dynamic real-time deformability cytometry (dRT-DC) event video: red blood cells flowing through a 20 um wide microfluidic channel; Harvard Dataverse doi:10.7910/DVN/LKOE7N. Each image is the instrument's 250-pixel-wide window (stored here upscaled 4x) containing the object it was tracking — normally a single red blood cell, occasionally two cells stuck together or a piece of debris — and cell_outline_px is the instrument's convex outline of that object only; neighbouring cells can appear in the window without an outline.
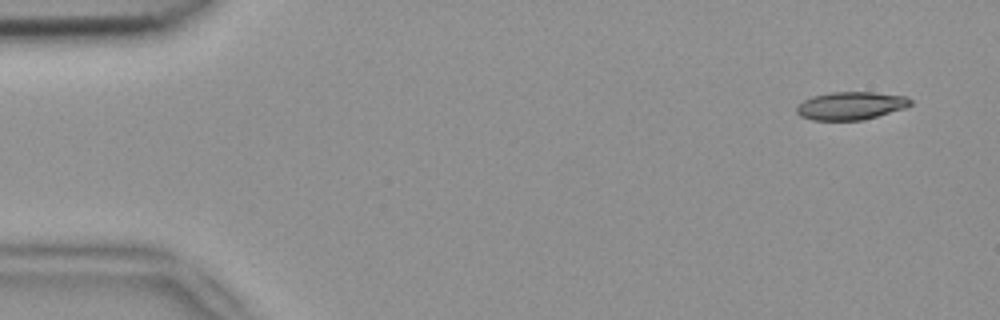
{"species": "common noctule bat (a hibernating species)", "species_latin": "Nyctalus noctula", "temperature_condition": "room temperature", "stored_images_in_passage": 5, "camera_frame_rate_fps": 3000, "um_per_image_px": 0.085, "animal": {"sex": "female", "body_mass_g": 18.4}, "frame": {"image": 1, "passage_image": 1, "time_ms": 0.0, "image_size_px": [1000, 320], "cell_outline_px": [[912, 104], [904, 108], [864, 120], [812, 120], [800, 116], [796, 112], [796, 108], [804, 100], [812, 96], [828, 92], [876, 92], [904, 96], [912, 100]], "centroid_in_image_um": [72.31, 8.98], "position_along_channel_um": 12.7, "area_um2": 18.55}}
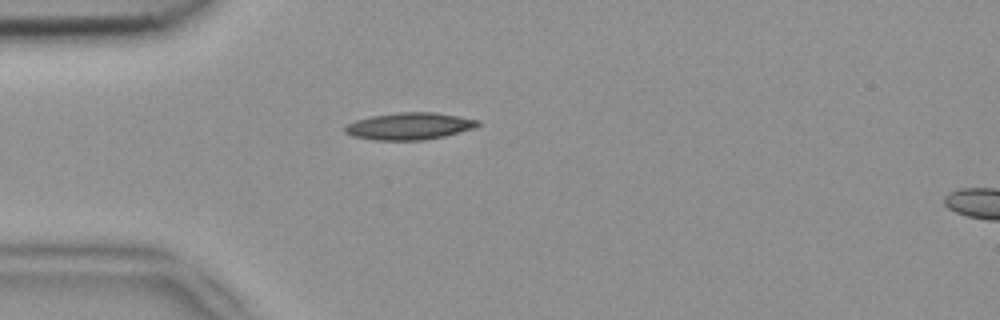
{"frame": {"image": 2, "passage_image": 3, "time_ms": 0.667, "image_size_px": [1000, 320], "cell_outline_px": [[480, 124], [472, 128], [444, 136], [424, 140], [372, 140], [352, 136], [344, 132], [344, 128], [348, 124], [356, 120], [372, 116], [400, 112], [432, 112], [480, 120]], "centroid_in_image_um": [34.76, 10.73], "position_along_channel_um": 50.2, "area_um2": 20.69}}